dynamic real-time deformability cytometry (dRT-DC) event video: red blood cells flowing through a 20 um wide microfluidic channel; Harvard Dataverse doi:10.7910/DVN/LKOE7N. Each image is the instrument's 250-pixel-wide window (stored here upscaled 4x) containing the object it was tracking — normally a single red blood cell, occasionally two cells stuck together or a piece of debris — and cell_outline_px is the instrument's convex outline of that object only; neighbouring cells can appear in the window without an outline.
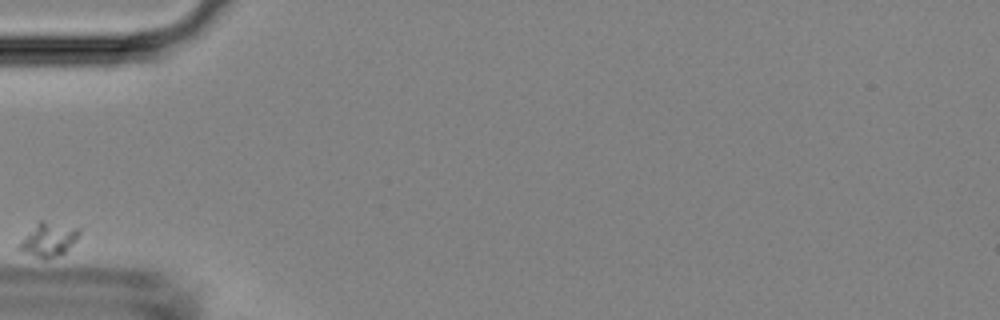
{"species": "Egyptian fruit bat (a non-hibernating species)", "species_latin": "Rousettus aegyptiacus", "temperature_condition": "room temperature", "stored_images_in_passage": 3, "camera_frame_rate_fps": 3000, "um_per_image_px": 0.085, "animal": {"sex": "female"}, "frame": {"image": 1, "passage_image": 1, "time_ms": 0.0, "image_size_px": [1000, 320], "cell_outline_px": [[80, 232], [76, 240], [60, 256], [44, 260], [24, 252], [16, 248], [16, 244], [40, 220], [44, 220], [80, 228]], "centroid_in_image_um": [4.1, 20.37], "position_along_channel_um": 80.9, "area_um2": 11.91}}